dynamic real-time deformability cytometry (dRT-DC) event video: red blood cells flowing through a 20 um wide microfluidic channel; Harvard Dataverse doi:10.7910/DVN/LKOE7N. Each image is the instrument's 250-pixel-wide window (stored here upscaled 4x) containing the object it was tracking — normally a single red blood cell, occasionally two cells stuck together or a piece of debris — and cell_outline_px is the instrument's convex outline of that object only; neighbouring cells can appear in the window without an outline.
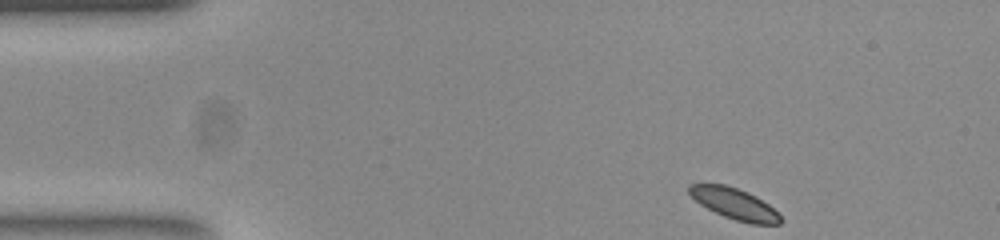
{"species": "common noctule bat (a hibernating species)", "species_latin": "Nyctalus noctula", "temperature_condition": "room temperature", "stored_images_in_passage": 36, "camera_frame_rate_fps": 3000, "um_per_image_px": 0.085, "animal": {"sex": "female", "body_mass_g": 23.0, "forearm_length_mm": 53.4}, "frame": {"image": 1, "passage_image": 1, "time_ms": 0.0, "image_size_px": [1000, 240], "cell_outline_px": [[784, 220], [780, 224], [752, 224], [736, 220], [724, 216], [700, 204], [688, 192], [688, 184], [724, 184], [748, 192], [756, 196], [768, 204]], "centroid_in_image_um": [62.44, 17.32], "position_along_channel_um": 22.6, "area_um2": 16.36}}
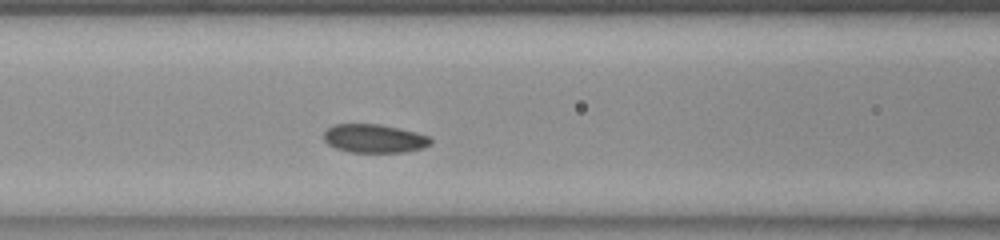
{"frame": {"image": 2, "passage_image": 15, "time_ms": 4.667, "image_size_px": [1000, 240], "cell_outline_px": [[432, 144], [420, 148], [404, 152], [352, 152], [336, 148], [328, 144], [324, 140], [324, 132], [332, 124], [380, 124], [428, 136], [432, 140]], "centroid_in_image_um": [31.77, 11.77], "position_along_channel_um": 134.8, "area_um2": 17.51}}
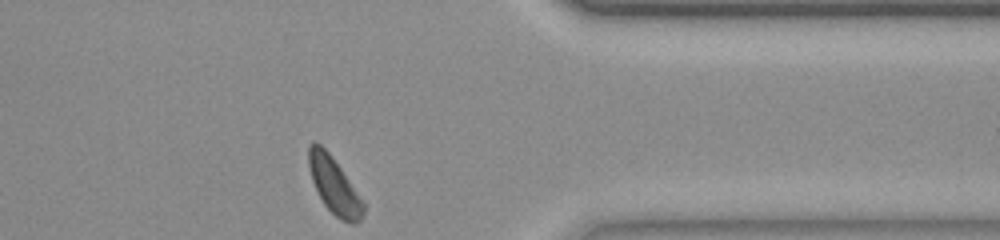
{"frame": {"image": 3, "passage_image": 36, "time_ms": 11.667, "image_size_px": [1000, 240], "cell_outline_px": [[364, 212], [360, 220], [356, 224], [352, 224], [340, 220], [324, 204], [312, 180], [308, 164], [308, 144], [312, 140], [320, 144], [332, 156], [364, 200]], "centroid_in_image_um": [28.42, 15.76], "position_along_channel_um": 383.0, "area_um2": 18.03}, "authors_computed_cell_mechanics": {"area_um2": 18.1492, "velocity_mm_per_s": 3.7846, "shape_relaxation_time_tau1_ms": 1.6345, "shape_relaxation_time_tau2_ms": null, "deformation_change_tau1": 0.0683, "deformation_change_tau2": null}}